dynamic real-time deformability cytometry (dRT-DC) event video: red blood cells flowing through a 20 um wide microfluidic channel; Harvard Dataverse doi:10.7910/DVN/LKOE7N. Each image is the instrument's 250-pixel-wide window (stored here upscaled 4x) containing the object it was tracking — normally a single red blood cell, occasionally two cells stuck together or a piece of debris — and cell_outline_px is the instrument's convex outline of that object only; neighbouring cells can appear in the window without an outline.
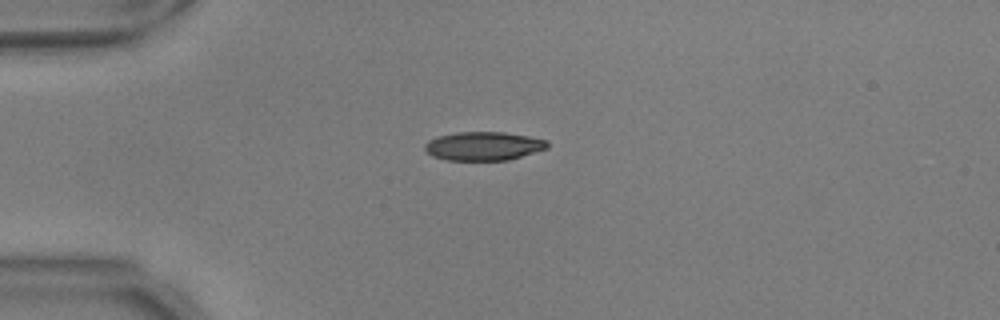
{"species": "common noctule bat (a hibernating species)", "species_latin": "Nyctalus noctula", "temperature_condition": "warm", "stored_images_in_passage": 41, "camera_frame_rate_fps": 3000, "um_per_image_px": 0.085, "animal": {"sex": "male", "body_mass_g": 17.9, "forearm_length_mm": 54.2}, "frame": {"image": 1, "passage_image": 1, "time_ms": 0.0, "image_size_px": [1000, 320], "cell_outline_px": [[548, 148], [508, 160], [444, 160], [432, 156], [424, 148], [424, 144], [428, 140], [436, 136], [456, 132], [504, 132], [528, 136], [548, 140]], "centroid_in_image_um": [41.07, 12.41], "position_along_channel_um": 43.9, "area_um2": 20.58}}
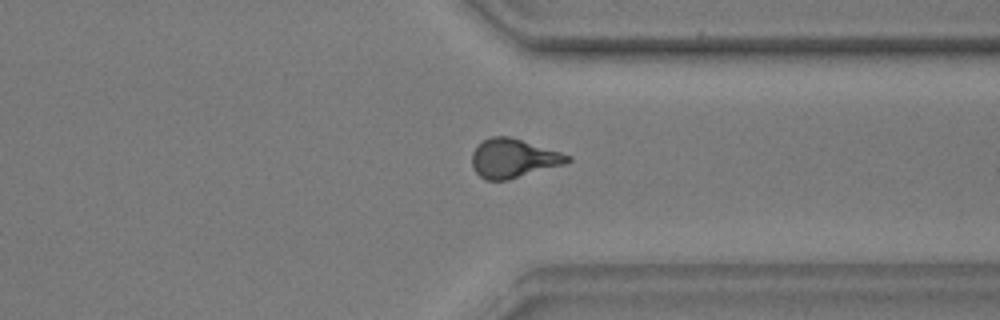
{"frame": {"image": 2, "passage_image": 29, "time_ms": 9.333, "image_size_px": [1000, 320], "cell_outline_px": [[572, 160], [564, 164], [508, 180], [484, 180], [472, 168], [472, 152], [484, 140], [492, 136], [508, 136], [560, 152], [572, 156]], "centroid_in_image_um": [43.63, 13.47], "position_along_channel_um": 367.8, "area_um2": 21.44}}
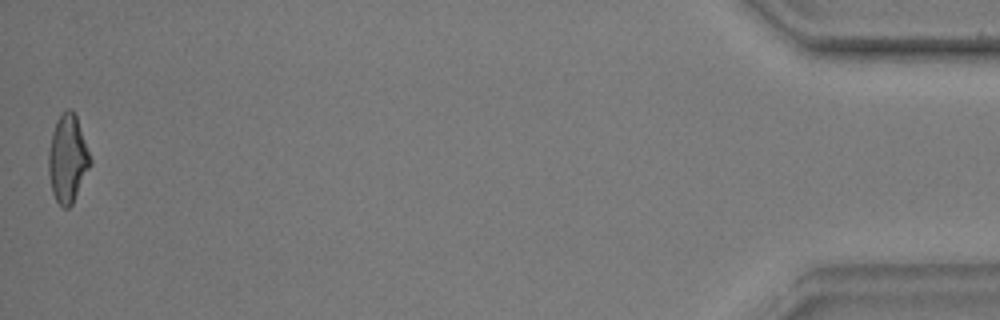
{"frame": {"image": 3, "passage_image": 41, "time_ms": 13.333, "image_size_px": [1000, 320], "cell_outline_px": [[92, 164], [72, 204], [68, 208], [64, 208], [56, 200], [52, 192], [48, 172], [48, 152], [52, 132], [56, 120], [68, 108], [72, 108], [76, 116], [92, 160]], "centroid_in_image_um": [5.75, 13.49], "position_along_channel_um": 429.5, "area_um2": 21.33}, "authors_computed_cell_mechanics": {"area_um2": 21.5594, "velocity_mm_per_s": 3.7272, "shape_relaxation_time_tau1_ms": 4.1243, "shape_relaxation_time_tau2_ms": 1.9531, "deformation_change_tau1": 0.1581, "deformation_change_tau2": 0.0951}}